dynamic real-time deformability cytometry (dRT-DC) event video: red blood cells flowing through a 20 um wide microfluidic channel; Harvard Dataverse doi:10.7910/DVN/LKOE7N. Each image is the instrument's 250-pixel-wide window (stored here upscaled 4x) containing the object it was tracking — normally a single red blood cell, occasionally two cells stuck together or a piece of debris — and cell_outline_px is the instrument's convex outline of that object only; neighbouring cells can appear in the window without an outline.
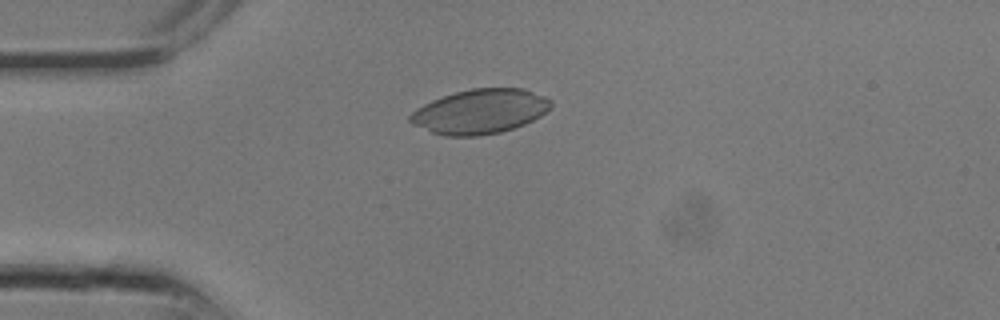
{"species": "common noctule bat (a hibernating species)", "species_latin": "Nyctalus noctula", "temperature_condition": "room temperature", "stored_images_in_passage": 9, "camera_frame_rate_fps": 3000, "um_per_image_px": 0.085, "animal": {"sex": "male", "body_mass_g": 13.3}, "frame": {"image": 1, "passage_image": 6, "time_ms": 1.667, "image_size_px": [1000, 320], "cell_outline_px": [[552, 104], [540, 116], [524, 124], [500, 132], [480, 136], [444, 136], [432, 132], [412, 124], [408, 120], [408, 116], [416, 108], [432, 100], [456, 92], [472, 88], [524, 88], [544, 96], [552, 100]], "centroid_in_image_um": [40.78, 9.47], "position_along_channel_um": 44.2, "area_um2": 36.41}}